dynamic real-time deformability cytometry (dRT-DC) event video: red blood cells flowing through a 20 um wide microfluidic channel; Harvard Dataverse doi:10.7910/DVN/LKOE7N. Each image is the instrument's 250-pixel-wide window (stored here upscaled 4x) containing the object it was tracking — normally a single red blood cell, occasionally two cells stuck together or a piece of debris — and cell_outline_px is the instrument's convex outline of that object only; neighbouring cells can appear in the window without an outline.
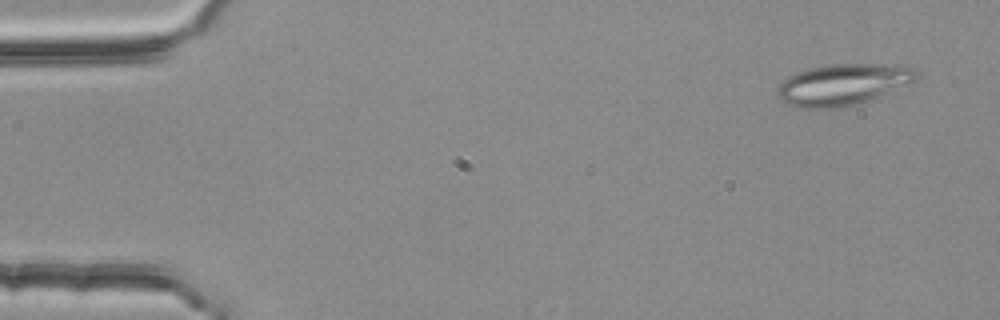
{"species": "common noctule bat (a hibernating species)", "species_latin": "Nyctalus noctula", "temperature_condition": "room temperature", "stored_images_in_passage": 39, "segment_of_instrument_passage": [1, 2], "camera_frame_rate_fps": 3000, "um_per_image_px": 0.085, "animal": {"sex": "female", "body_mass_g": 25.1}, "frame": {"image": 1, "passage_image": 3, "time_ms": 0.667, "image_size_px": [1000, 320], "cell_outline_px": [[920, 76], [912, 84], [868, 100], [856, 104], [840, 108], [800, 108], [788, 104], [780, 100], [776, 96], [776, 88], [788, 76], [796, 72], [812, 68], [832, 64], [900, 64], [912, 68], [920, 72]], "centroid_in_image_um": [71.69, 7.18], "position_along_channel_um": 13.3, "area_um2": 33.87}}